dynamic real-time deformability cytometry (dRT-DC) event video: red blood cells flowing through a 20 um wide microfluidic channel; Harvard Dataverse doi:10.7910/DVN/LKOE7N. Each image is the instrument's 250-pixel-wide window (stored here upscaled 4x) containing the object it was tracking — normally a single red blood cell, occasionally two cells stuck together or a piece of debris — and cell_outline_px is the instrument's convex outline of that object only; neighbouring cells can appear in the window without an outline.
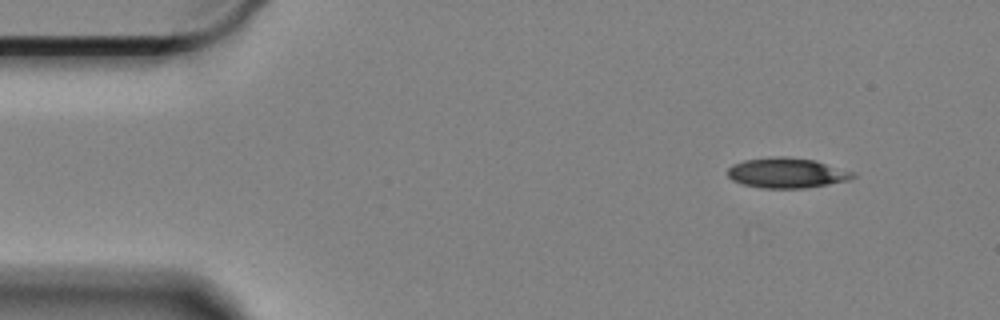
{"species": "Egyptian fruit bat (a non-hibernating species)", "species_latin": "Rousettus aegyptiacus", "temperature_condition": "cold", "stored_images_in_passage": 15, "camera_frame_rate_fps": 3000, "um_per_image_px": 0.085, "animal": {"sex": "female"}, "frame": {"image": 1, "passage_image": 1, "time_ms": 0.0, "image_size_px": [1000, 320], "cell_outline_px": [[856, 176], [848, 180], [828, 184], [804, 188], [760, 188], [744, 184], [732, 180], [728, 176], [728, 168], [732, 164], [744, 160], [772, 156], [784, 156], [816, 160], [856, 172]], "centroid_in_image_um": [66.89, 14.68], "position_along_channel_um": 18.1, "area_um2": 22.2}}
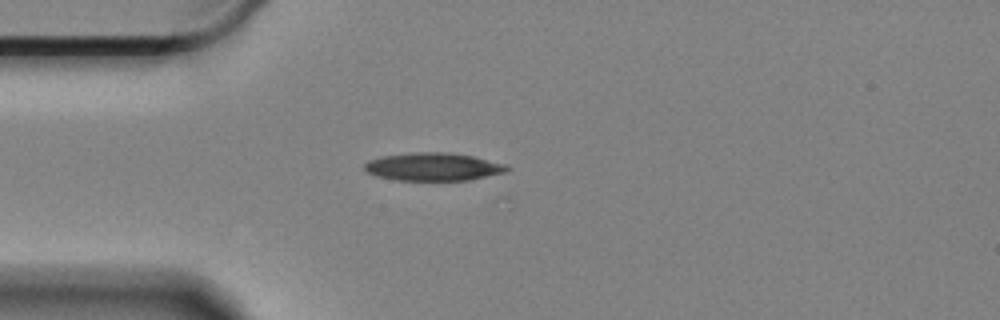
{"frame": {"image": 2, "passage_image": 10, "time_ms": 3.0, "image_size_px": [1000, 320], "cell_outline_px": [[512, 168], [508, 172], [468, 180], [396, 180], [376, 176], [368, 172], [364, 168], [364, 164], [368, 160], [384, 156], [412, 152], [452, 152], [472, 156], [508, 164]], "centroid_in_image_um": [36.88, 14.17], "position_along_channel_um": 48.1, "area_um2": 23.41}}
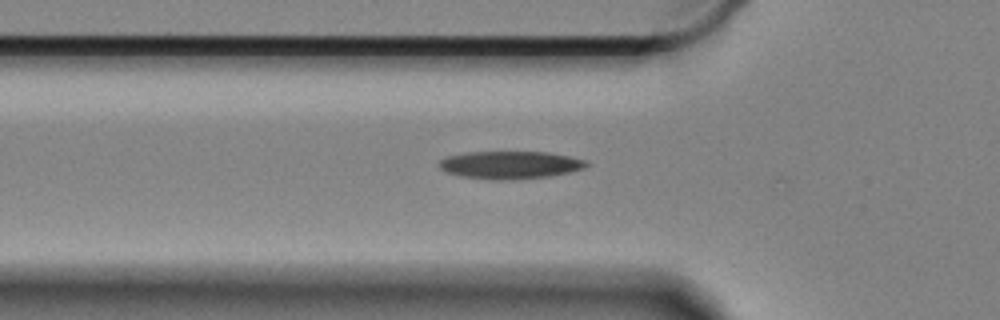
{"frame": {"image": 3, "passage_image": 14, "time_ms": 4.333, "image_size_px": [1000, 320], "cell_outline_px": [[588, 164], [584, 168], [568, 172], [548, 176], [496, 180], [460, 176], [444, 172], [440, 168], [440, 160], [444, 156], [468, 152], [548, 152], [568, 156], [584, 160]], "centroid_in_image_um": [43.29, 14.01], "position_along_channel_um": 82.5, "area_um2": 23.47}}